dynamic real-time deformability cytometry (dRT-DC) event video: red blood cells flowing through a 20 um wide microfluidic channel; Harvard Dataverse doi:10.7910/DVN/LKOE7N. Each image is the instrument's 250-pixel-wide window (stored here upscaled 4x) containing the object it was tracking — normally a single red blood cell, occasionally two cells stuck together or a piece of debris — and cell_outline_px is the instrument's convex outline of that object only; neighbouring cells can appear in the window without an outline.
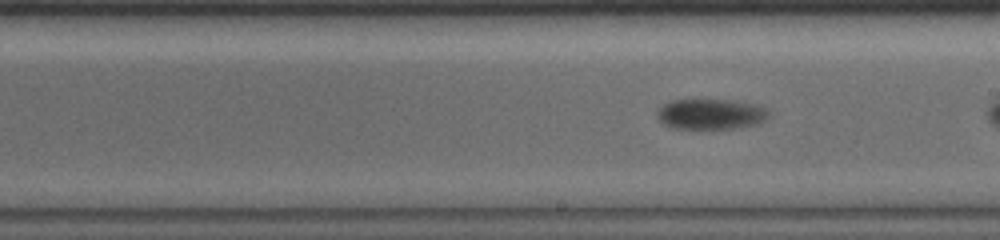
{"species": "common noctule bat (a hibernating species)", "species_latin": "Nyctalus noctula", "temperature_condition": "warm", "stored_images_in_passage": 32, "camera_frame_rate_fps": 5000, "um_per_image_px": 0.085, "animal": {"sex": "female", "body_mass_g": 19.0, "forearm_length_mm": 56.7}, "frame": {"image": 1, "passage_image": 19, "time_ms": 5.8, "image_size_px": [1000, 240], "cell_outline_px": [[772, 112], [768, 120], [756, 124], [740, 128], [672, 128], [664, 124], [656, 116], [656, 112], [664, 104], [672, 100], [732, 100], [756, 104], [768, 108]], "centroid_in_image_um": [60.5, 9.7], "position_along_channel_um": 228.5, "area_um2": 20.06}}
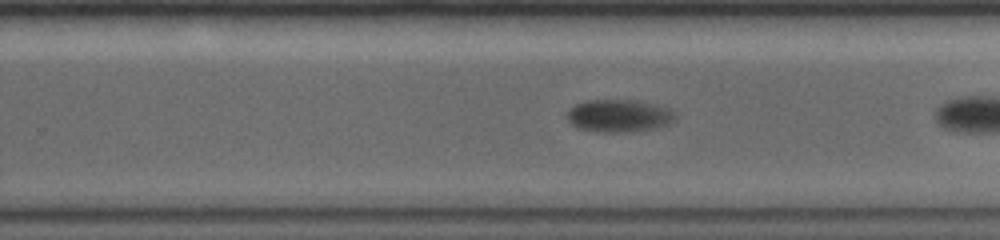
{"frame": {"image": 2, "passage_image": 23, "time_ms": 7.2, "image_size_px": [1000, 240], "cell_outline_px": [[676, 120], [668, 124], [656, 128], [628, 132], [600, 132], [576, 128], [564, 116], [576, 104], [584, 100], [636, 100], [672, 108], [676, 112]], "centroid_in_image_um": [52.64, 9.84], "position_along_channel_um": 277.2, "area_um2": 20.87}}